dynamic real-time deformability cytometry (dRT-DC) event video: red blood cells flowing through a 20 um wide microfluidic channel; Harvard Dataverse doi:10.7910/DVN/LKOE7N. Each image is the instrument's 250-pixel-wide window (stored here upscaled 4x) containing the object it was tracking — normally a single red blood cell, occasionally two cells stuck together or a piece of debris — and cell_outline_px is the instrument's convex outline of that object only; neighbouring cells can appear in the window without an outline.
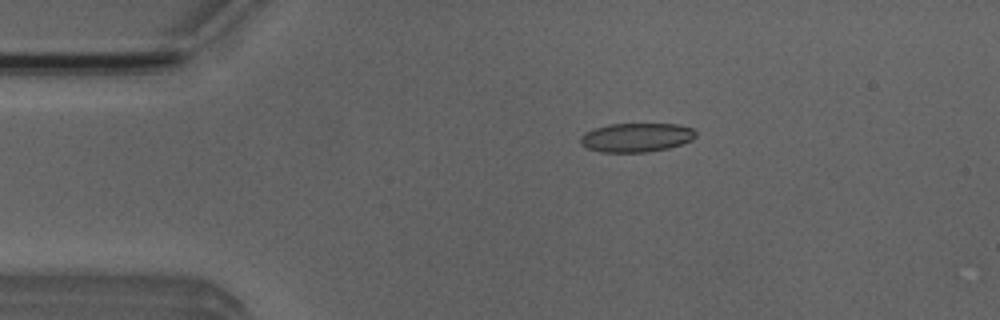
{"species": "Egyptian fruit bat (a non-hibernating species)", "species_latin": "Rousettus aegyptiacus", "temperature_condition": "room temperature", "stored_images_in_passage": 6, "camera_frame_rate_fps": 3000, "um_per_image_px": 0.085, "animal": {"sex": "male"}, "frame": {"image": 1, "passage_image": 2, "time_ms": 2.333, "image_size_px": [1000, 320], "cell_outline_px": [[696, 136], [692, 140], [668, 148], [644, 152], [600, 152], [588, 148], [580, 144], [580, 136], [584, 132], [596, 128], [612, 124], [680, 124], [692, 128], [696, 132]], "centroid_in_image_um": [54.09, 11.68], "position_along_channel_um": 30.9, "area_um2": 19.42}}